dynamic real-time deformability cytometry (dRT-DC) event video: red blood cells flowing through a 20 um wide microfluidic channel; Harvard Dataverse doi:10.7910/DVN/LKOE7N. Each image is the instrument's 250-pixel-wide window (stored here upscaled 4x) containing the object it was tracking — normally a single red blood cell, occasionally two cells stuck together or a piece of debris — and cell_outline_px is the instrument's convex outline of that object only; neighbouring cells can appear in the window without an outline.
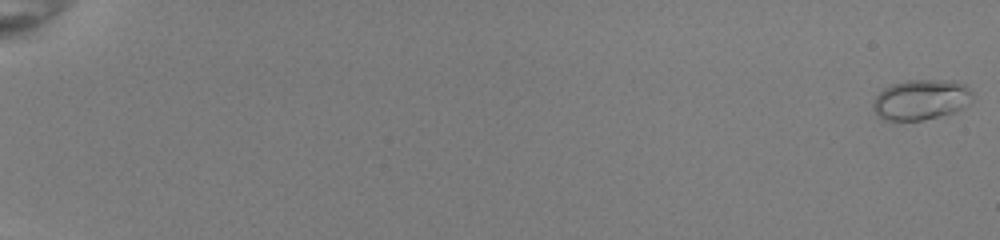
{"species": "common noctule bat (a hibernating species)", "species_latin": "Nyctalus noctula", "temperature_condition": "room temperature", "stored_images_in_passage": 32, "camera_frame_rate_fps": 3000, "um_per_image_px": 0.085, "animal": {"sex": "female", "body_mass_g": 22.0, "forearm_length_mm": 56.7}, "frame": {"image": 1, "passage_image": 1, "time_ms": 0.0, "image_size_px": [1000, 240], "cell_outline_px": [[972, 100], [964, 108], [956, 112], [924, 120], [884, 120], [872, 108], [872, 100], [884, 88], [892, 84], [908, 80], [956, 80], [964, 84], [972, 92]], "centroid_in_image_um": [78.31, 8.47], "position_along_channel_um": 6.7, "area_um2": 23.58}}
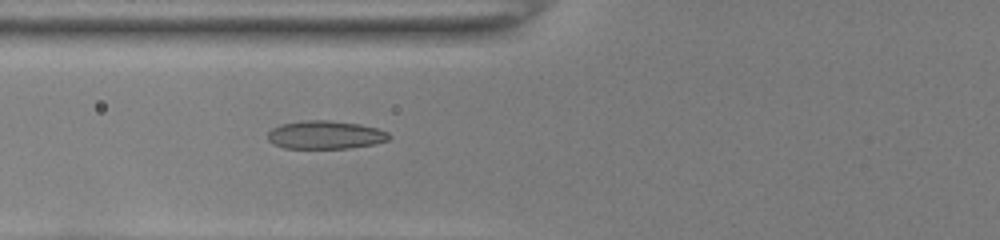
{"frame": {"image": 2, "passage_image": 24, "time_ms": 7.667, "image_size_px": [1000, 240], "cell_outline_px": [[392, 136], [388, 140], [376, 144], [348, 148], [284, 148], [272, 144], [268, 140], [268, 132], [272, 128], [280, 124], [308, 120], [332, 120], [360, 124], [376, 128], [388, 132]], "centroid_in_image_um": [27.66, 11.46], "position_along_channel_um": 98.1, "area_um2": 20.11}}
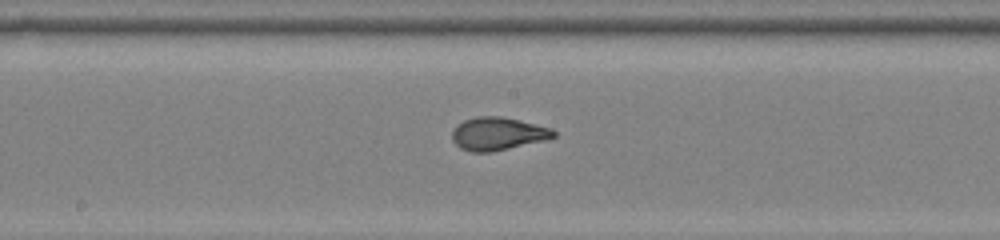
{"frame": {"image": 3, "passage_image": 32, "time_ms": 10.333, "image_size_px": [1000, 240], "cell_outline_px": [[556, 136], [544, 140], [492, 152], [472, 152], [460, 148], [452, 140], [452, 132], [464, 120], [476, 116], [500, 116], [520, 120], [552, 128], [556, 132]], "centroid_in_image_um": [42.32, 11.36], "position_along_channel_um": 205.9, "area_um2": 19.36}}